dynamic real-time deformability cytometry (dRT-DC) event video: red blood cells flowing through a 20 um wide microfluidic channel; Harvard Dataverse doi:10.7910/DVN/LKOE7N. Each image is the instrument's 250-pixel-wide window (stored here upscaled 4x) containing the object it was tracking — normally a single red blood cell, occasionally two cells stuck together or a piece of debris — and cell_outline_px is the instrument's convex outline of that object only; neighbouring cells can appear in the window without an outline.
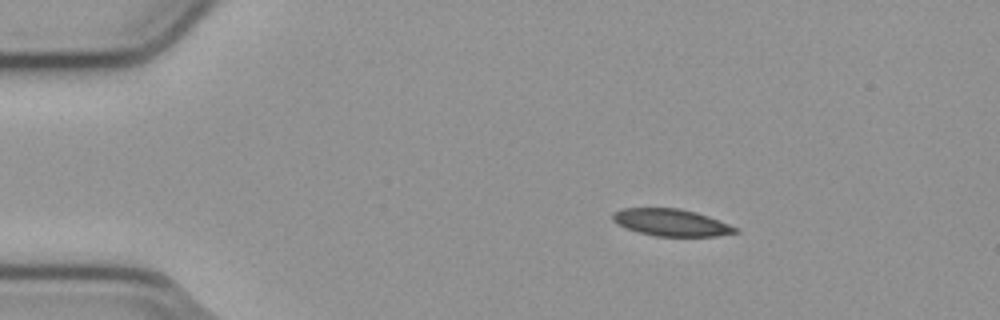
{"species": "common noctule bat (a hibernating species)", "species_latin": "Nyctalus noctula", "temperature_condition": "cold", "stored_images_in_passage": 46, "camera_frame_rate_fps": 3000, "um_per_image_px": 0.085, "animal": {"sex": "male", "body_mass_g": 23.1, "forearm_length_mm": 52.7}, "frame": {"image": 1, "passage_image": 1, "time_ms": 0.0, "image_size_px": [1000, 320], "cell_outline_px": [[740, 232], [716, 236], [656, 236], [640, 232], [628, 228], [612, 220], [612, 212], [620, 208], [680, 208], [696, 212], [708, 216], [728, 224], [736, 228]], "centroid_in_image_um": [57.04, 18.9], "position_along_channel_um": 28.0, "area_um2": 19.13}}
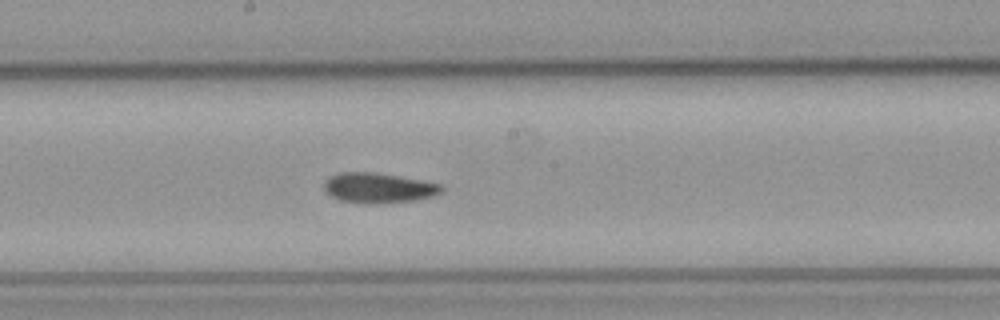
{"frame": {"image": 2, "passage_image": 21, "time_ms": 6.667, "image_size_px": [1000, 320], "cell_outline_px": [[444, 192], [432, 196], [416, 200], [376, 204], [364, 204], [340, 200], [324, 192], [324, 180], [340, 172], [372, 172], [420, 180], [440, 184], [444, 188]], "centroid_in_image_um": [32.15, 15.99], "position_along_channel_um": 216.0, "area_um2": 20.63}}
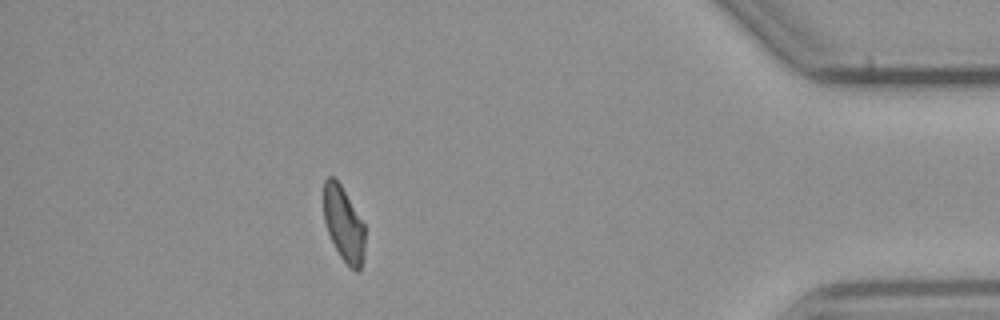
{"frame": {"image": 3, "passage_image": 40, "time_ms": 13.0, "image_size_px": [1000, 320], "cell_outline_px": [[364, 256], [360, 272], [356, 272], [340, 256], [328, 232], [324, 220], [324, 180], [328, 176], [332, 176], [340, 184], [364, 224]], "centroid_in_image_um": [29.21, 19.06], "position_along_channel_um": 406.0, "area_um2": 17.69}, "authors_computed_cell_mechanics": {"area_um2": 20.0855, "velocity_mm_per_s": 3.785, "shape_relaxation_time_tau1_ms": 6.6852, "shape_relaxation_time_tau2_ms": 3.7002, "deformation_change_tau1": 0.1673, "deformation_change_tau2": 0.1014}}